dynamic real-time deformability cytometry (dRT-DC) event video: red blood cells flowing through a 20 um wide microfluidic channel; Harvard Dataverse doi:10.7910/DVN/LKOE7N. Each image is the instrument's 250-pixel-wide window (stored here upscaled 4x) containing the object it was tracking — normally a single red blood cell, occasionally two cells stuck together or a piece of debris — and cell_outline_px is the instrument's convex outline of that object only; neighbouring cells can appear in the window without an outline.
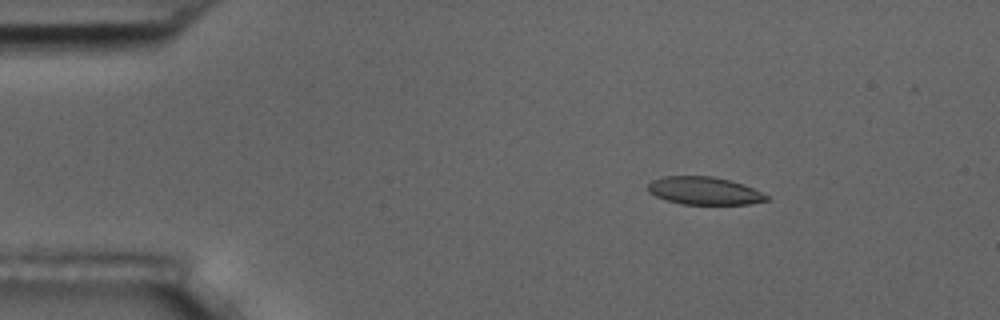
{"species": "common noctule bat (a hibernating species)", "species_latin": "Nyctalus noctula", "temperature_condition": "room temperature", "stored_images_in_passage": 7, "camera_frame_rate_fps": 3000, "um_per_image_px": 0.085, "animal": {"sex": "male", "body_mass_g": 17.5, "forearm_length_mm": 52.3}, "frame": {"image": 1, "passage_image": 3, "time_ms": 2.333, "image_size_px": [1000, 320], "cell_outline_px": [[768, 200], [748, 204], [680, 204], [656, 196], [648, 192], [648, 184], [652, 180], [664, 176], [712, 176], [744, 184], [768, 196]], "centroid_in_image_um": [59.83, 16.21], "position_along_channel_um": 25.2, "area_um2": 19.02}}